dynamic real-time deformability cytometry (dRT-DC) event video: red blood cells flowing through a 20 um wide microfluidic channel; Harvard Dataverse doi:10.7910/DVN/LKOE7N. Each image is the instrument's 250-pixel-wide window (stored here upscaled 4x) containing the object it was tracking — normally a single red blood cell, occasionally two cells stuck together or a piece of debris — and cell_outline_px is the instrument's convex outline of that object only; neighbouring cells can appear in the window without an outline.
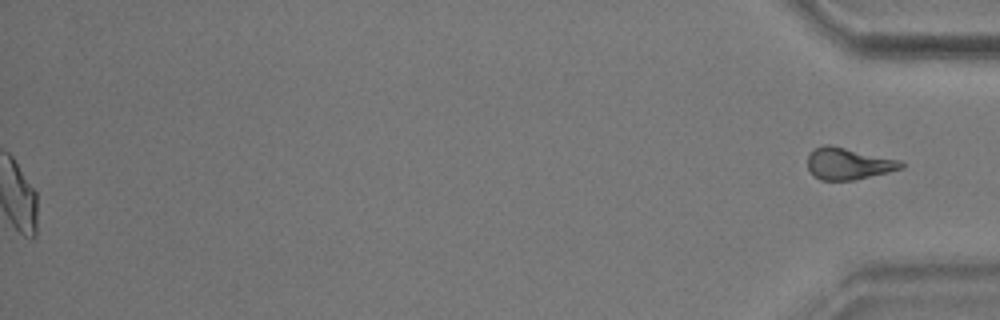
{"species": "common noctule bat (a hibernating species)", "species_latin": "Nyctalus noctula", "temperature_condition": "warm", "stored_images_in_passage": 56, "segment_of_instrument_passage": [2, 2], "camera_frame_rate_fps": 3000, "um_per_image_px": 0.085, "animal": {"sex": "male", "body_mass_g": 17.9}, "frame": {"image": 1, "passage_image": 56, "time_ms": 18.333, "image_size_px": [1000, 320], "cell_outline_px": [[904, 168], [856, 180], [820, 180], [812, 176], [808, 168], [808, 156], [816, 148], [824, 144], [828, 144], [900, 160], [904, 164]], "centroid_in_image_um": [72.1, 13.92], "position_along_channel_um": 363.1, "area_um2": 17.28}}